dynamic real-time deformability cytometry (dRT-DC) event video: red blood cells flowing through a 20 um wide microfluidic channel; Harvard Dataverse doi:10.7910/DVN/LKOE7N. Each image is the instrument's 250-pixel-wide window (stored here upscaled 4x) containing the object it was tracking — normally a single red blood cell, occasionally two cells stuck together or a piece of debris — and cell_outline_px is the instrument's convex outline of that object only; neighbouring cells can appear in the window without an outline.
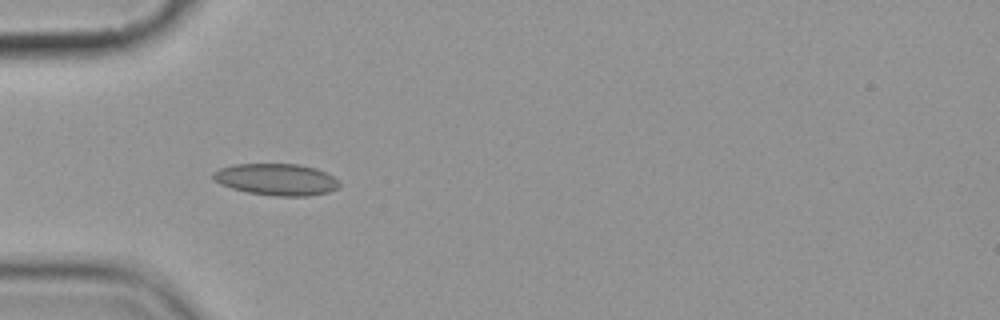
{"species": "common noctule bat (a hibernating species)", "species_latin": "Nyctalus noctula", "temperature_condition": "cold", "stored_images_in_passage": 6, "camera_frame_rate_fps": 3000, "um_per_image_px": 0.085, "animal": {"sex": "female", "body_mass_g": 19.9}, "frame": {"image": 1, "passage_image": 3, "time_ms": 2.0, "image_size_px": [1000, 320], "cell_outline_px": [[340, 188], [328, 192], [308, 196], [276, 196], [248, 192], [232, 188], [220, 184], [212, 176], [212, 172], [220, 168], [236, 164], [296, 164], [316, 168], [340, 180]], "centroid_in_image_um": [23.52, 15.25], "position_along_channel_um": 61.5, "area_um2": 23.29}}
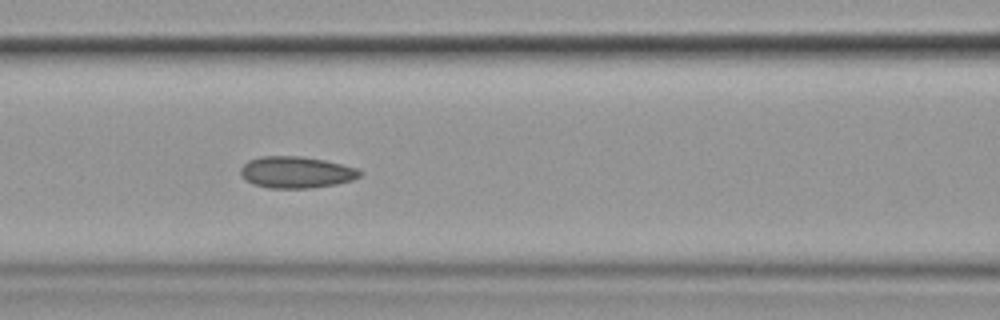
{"frame": {"image": 2, "passage_image": 5, "time_ms": 4.333, "image_size_px": [1000, 320], "cell_outline_px": [[360, 176], [352, 180], [336, 184], [312, 188], [268, 188], [252, 184], [244, 180], [240, 172], [240, 168], [248, 160], [260, 156], [300, 156], [324, 160], [356, 168], [360, 172]], "centroid_in_image_um": [25.12, 14.65], "position_along_channel_um": 141.5, "area_um2": 21.96}}
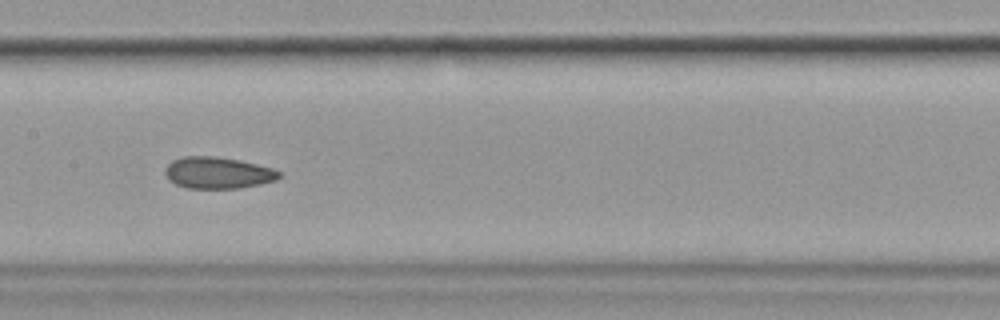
{"frame": {"image": 3, "passage_image": 6, "time_ms": 5.667, "image_size_px": [1000, 320], "cell_outline_px": [[284, 176], [276, 180], [260, 184], [240, 188], [188, 188], [176, 184], [168, 180], [164, 172], [164, 168], [172, 160], [184, 156], [212, 156], [240, 160], [272, 168], [280, 172]], "centroid_in_image_um": [18.51, 14.69], "position_along_channel_um": 188.9, "area_um2": 21.1}}